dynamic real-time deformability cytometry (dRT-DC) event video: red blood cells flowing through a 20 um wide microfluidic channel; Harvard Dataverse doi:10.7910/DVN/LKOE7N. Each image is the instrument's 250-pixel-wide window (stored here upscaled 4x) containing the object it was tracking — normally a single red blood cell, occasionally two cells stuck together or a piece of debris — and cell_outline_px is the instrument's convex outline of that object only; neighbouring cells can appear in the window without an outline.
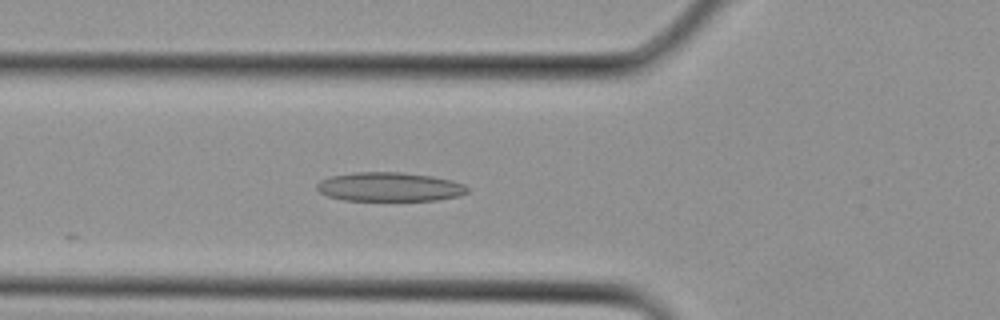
{"species": "Egyptian fruit bat (a non-hibernating species)", "species_latin": "Rousettus aegyptiacus", "temperature_condition": "cold", "stored_images_in_passage": 15, "camera_frame_rate_fps": 3000, "um_per_image_px": 0.085, "animal": {"sex": "female"}, "frame": {"image": 1, "passage_image": 11, "time_ms": 3.333, "image_size_px": [1000, 320], "cell_outline_px": [[468, 192], [460, 196], [436, 200], [344, 200], [328, 196], [320, 192], [316, 188], [316, 184], [320, 180], [332, 176], [352, 172], [400, 172], [432, 176], [452, 180], [464, 184], [468, 188]], "centroid_in_image_um": [33.12, 15.88], "position_along_channel_um": 92.7, "area_um2": 25.49}}
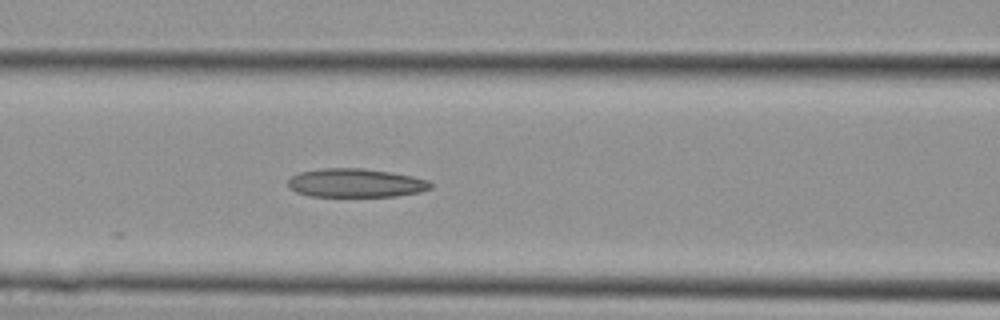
{"frame": {"image": 2, "passage_image": 13, "time_ms": 4.0, "image_size_px": [1000, 320], "cell_outline_px": [[432, 188], [420, 192], [396, 196], [312, 196], [296, 192], [288, 188], [288, 180], [292, 176], [300, 172], [320, 168], [360, 168], [388, 172], [412, 176], [428, 180], [432, 184]], "centroid_in_image_um": [30.22, 15.55], "position_along_channel_um": 136.4, "area_um2": 23.76}}
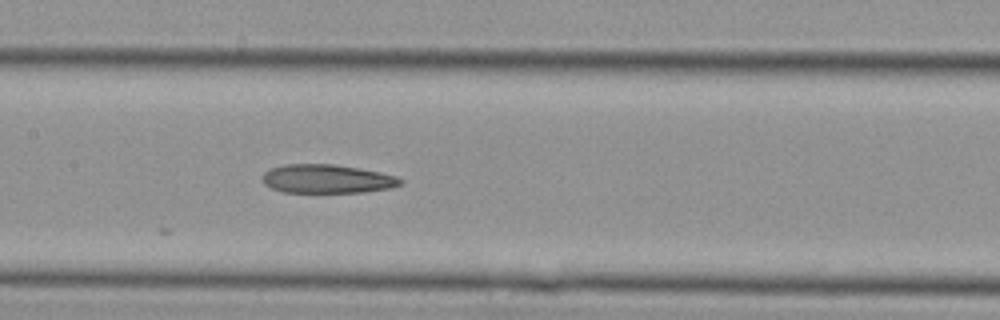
{"frame": {"image": 3, "passage_image": 15, "time_ms": 4.667, "image_size_px": [1000, 320], "cell_outline_px": [[404, 180], [400, 184], [392, 188], [364, 192], [284, 192], [272, 188], [264, 184], [264, 172], [272, 168], [284, 164], [336, 164], [380, 172], [396, 176]], "centroid_in_image_um": [27.83, 15.2], "position_along_channel_um": 179.6, "area_um2": 23.0}}